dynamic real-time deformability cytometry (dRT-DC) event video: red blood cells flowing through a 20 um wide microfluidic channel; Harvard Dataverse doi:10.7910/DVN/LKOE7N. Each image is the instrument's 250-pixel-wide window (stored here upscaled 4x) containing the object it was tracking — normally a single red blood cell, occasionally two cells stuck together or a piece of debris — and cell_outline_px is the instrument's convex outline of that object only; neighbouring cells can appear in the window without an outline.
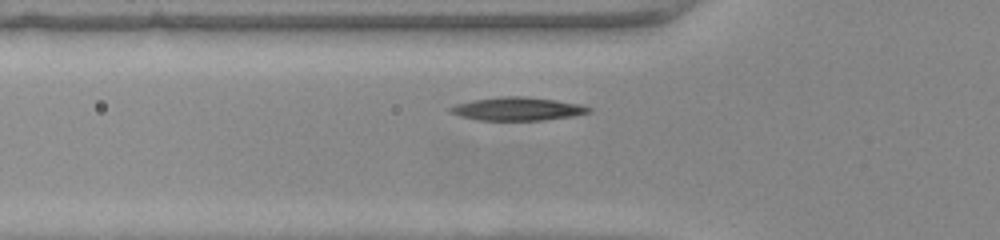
{"species": "common noctule bat (a hibernating species)", "species_latin": "Nyctalus noctula", "temperature_condition": "warm", "stored_images_in_passage": 36, "camera_frame_rate_fps": 3000, "um_per_image_px": 0.085, "animal": {"sex": "female", "body_mass_g": 22.0, "forearm_length_mm": 56.7}, "frame": {"image": 1, "passage_image": 6, "time_ms": 1.667, "image_size_px": [1000, 240], "cell_outline_px": [[592, 112], [572, 116], [544, 120], [476, 120], [460, 116], [448, 112], [448, 108], [456, 104], [472, 100], [500, 96], [524, 96], [556, 100], [580, 104], [592, 108]], "centroid_in_image_um": [43.97, 9.25], "position_along_channel_um": 81.8, "area_um2": 18.9}}
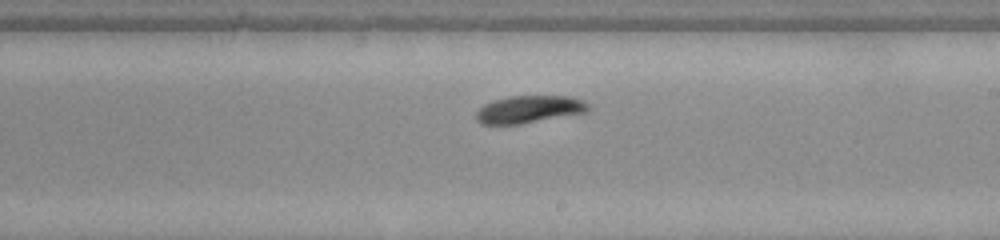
{"frame": {"image": 2, "passage_image": 18, "time_ms": 5.667, "image_size_px": [1000, 240], "cell_outline_px": [[588, 108], [584, 112], [520, 124], [480, 124], [476, 120], [476, 112], [484, 104], [492, 100], [512, 96], [572, 96], [588, 104]], "centroid_in_image_um": [44.9, 9.29], "position_along_channel_um": 244.1, "area_um2": 17.63}}
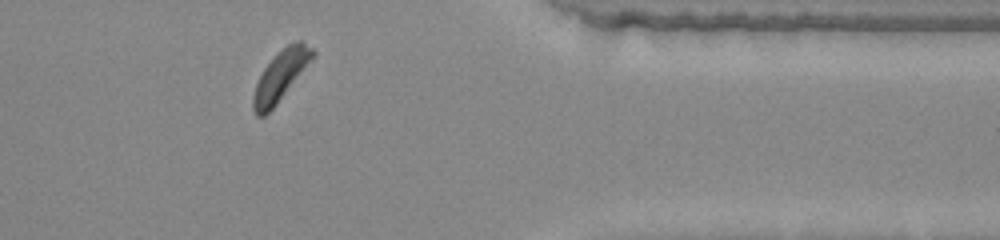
{"frame": {"image": 3, "passage_image": 30, "time_ms": 9.667, "image_size_px": [1000, 240], "cell_outline_px": [[316, 56], [276, 104], [264, 116], [256, 116], [252, 108], [252, 96], [256, 84], [264, 68], [288, 44], [296, 40], [304, 40], [316, 52]], "centroid_in_image_um": [23.88, 6.42], "position_along_channel_um": 387.5, "area_um2": 17.17}, "authors_computed_cell_mechanics": {"area_um2": 18.1781, "velocity_mm_per_s": 4.0695, "shape_relaxation_time_tau1_ms": 1.2562, "shape_relaxation_time_tau2_ms": null, "deformation_change_tau1": 0.0865, "deformation_change_tau2": null}}